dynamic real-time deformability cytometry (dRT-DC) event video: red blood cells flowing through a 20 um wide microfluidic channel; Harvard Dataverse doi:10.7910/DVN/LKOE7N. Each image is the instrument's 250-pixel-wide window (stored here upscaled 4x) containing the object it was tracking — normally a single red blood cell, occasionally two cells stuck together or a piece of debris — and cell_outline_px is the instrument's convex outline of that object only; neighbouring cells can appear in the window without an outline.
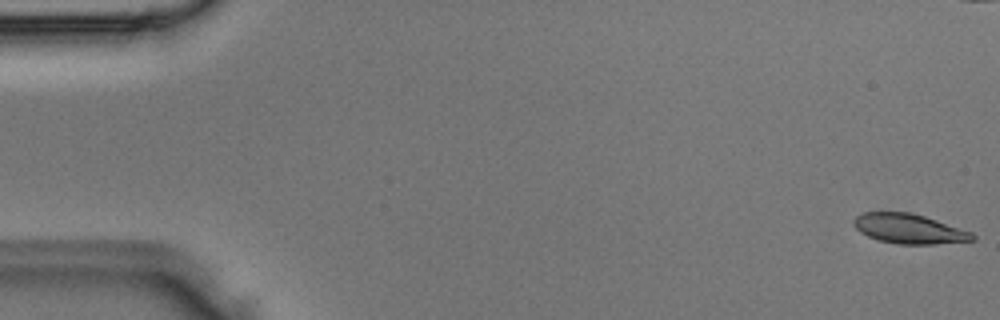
{"species": "Egyptian fruit bat (a non-hibernating species)", "species_latin": "Rousettus aegyptiacus", "temperature_condition": "room temperature", "stored_images_in_passage": 4, "segment_of_instrument_passage": [2, 2], "camera_frame_rate_fps": 3000, "um_per_image_px": 0.085, "animal": {"sex": "male"}, "frame": {"image": 1, "passage_image": 4, "time_ms": 1.0, "image_size_px": [1000, 320], "cell_outline_px": [[976, 240], [936, 244], [900, 244], [880, 240], [868, 236], [860, 232], [852, 224], [852, 220], [856, 216], [864, 212], [908, 212], [924, 216], [972, 232], [976, 236]], "centroid_in_image_um": [77.27, 19.44], "position_along_channel_um": 7.7, "area_um2": 20.46}}